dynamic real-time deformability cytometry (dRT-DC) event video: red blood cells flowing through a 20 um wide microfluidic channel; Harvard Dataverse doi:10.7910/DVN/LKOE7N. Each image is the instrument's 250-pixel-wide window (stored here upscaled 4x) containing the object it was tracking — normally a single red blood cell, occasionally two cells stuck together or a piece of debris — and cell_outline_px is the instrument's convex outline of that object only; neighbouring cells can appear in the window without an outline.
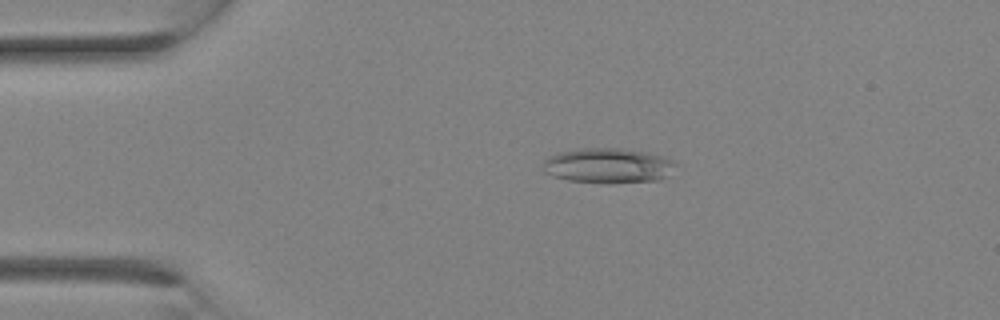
{"species": "Egyptian fruit bat (a non-hibernating species)", "species_latin": "Rousettus aegyptiacus", "temperature_condition": "room temperature", "stored_images_in_passage": 10, "camera_frame_rate_fps": 3000, "um_per_image_px": 0.085, "animal": {"sex": "female"}, "frame": {"image": 1, "passage_image": 4, "time_ms": 1.0, "image_size_px": [1000, 320], "cell_outline_px": [[676, 164], [660, 180], [568, 180], [552, 176], [544, 172], [544, 160], [548, 156], [560, 152], [576, 148], [620, 148], [644, 152], [664, 156], [672, 160]], "centroid_in_image_um": [51.61, 14.01], "position_along_channel_um": 33.4, "area_um2": 25.78}}
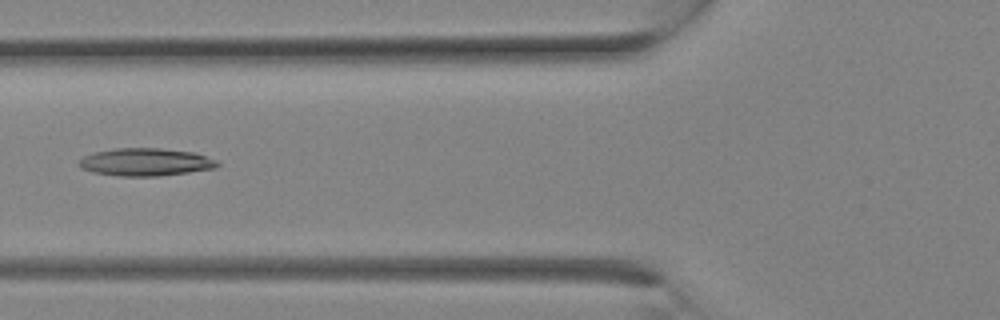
{"frame": {"image": 2, "passage_image": 9, "time_ms": 2.667, "image_size_px": [1000, 320], "cell_outline_px": [[220, 164], [216, 168], [160, 176], [120, 176], [92, 172], [80, 168], [76, 164], [84, 156], [92, 152], [112, 148], [160, 148], [196, 152], [216, 160]], "centroid_in_image_um": [12.35, 13.77], "position_along_channel_um": 113.5, "area_um2": 22.6}}